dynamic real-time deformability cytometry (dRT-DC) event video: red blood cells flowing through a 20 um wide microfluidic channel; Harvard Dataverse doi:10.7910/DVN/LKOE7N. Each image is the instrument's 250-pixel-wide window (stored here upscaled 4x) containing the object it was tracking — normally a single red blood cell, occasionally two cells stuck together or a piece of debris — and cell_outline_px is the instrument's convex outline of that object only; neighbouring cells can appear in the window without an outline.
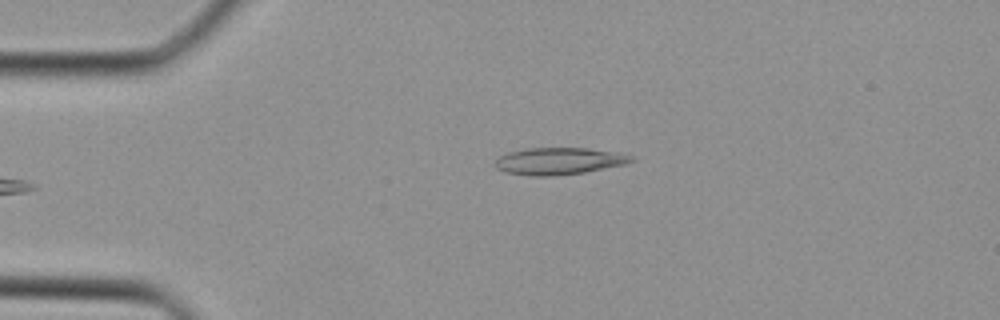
{"species": "Egyptian fruit bat (a non-hibernating species)", "species_latin": "Rousettus aegyptiacus", "temperature_condition": "cold", "stored_images_in_passage": 32, "camera_frame_rate_fps": 3000, "um_per_image_px": 0.085, "animal": {"sex": "female"}, "frame": {"image": 1, "passage_image": 2, "time_ms": 0.333, "image_size_px": [1000, 320], "cell_outline_px": [[636, 160], [628, 164], [584, 172], [552, 176], [528, 176], [504, 172], [496, 168], [496, 160], [500, 156], [508, 152], [528, 148], [588, 148], [616, 152], [632, 156]], "centroid_in_image_um": [47.53, 13.7], "position_along_channel_um": 37.5, "area_um2": 21.5}}
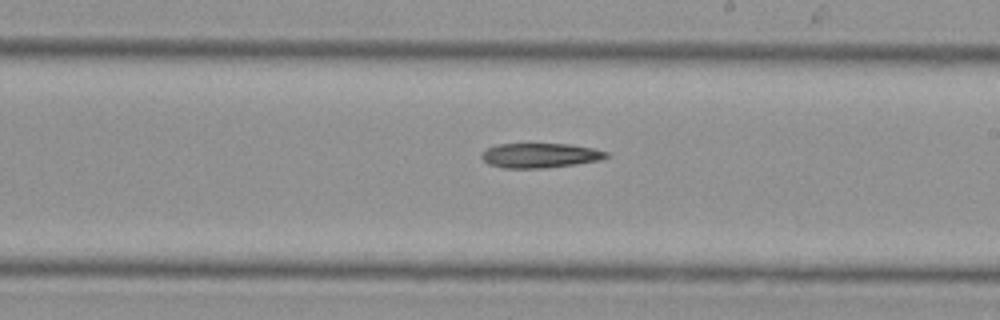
{"frame": {"image": 2, "passage_image": 16, "time_ms": 5.0, "image_size_px": [1000, 320], "cell_outline_px": [[608, 156], [600, 160], [544, 168], [504, 168], [488, 164], [480, 156], [480, 152], [496, 144], [568, 144], [592, 148], [608, 152]], "centroid_in_image_um": [45.85, 13.21], "position_along_channel_um": 243.2, "area_um2": 17.8}}
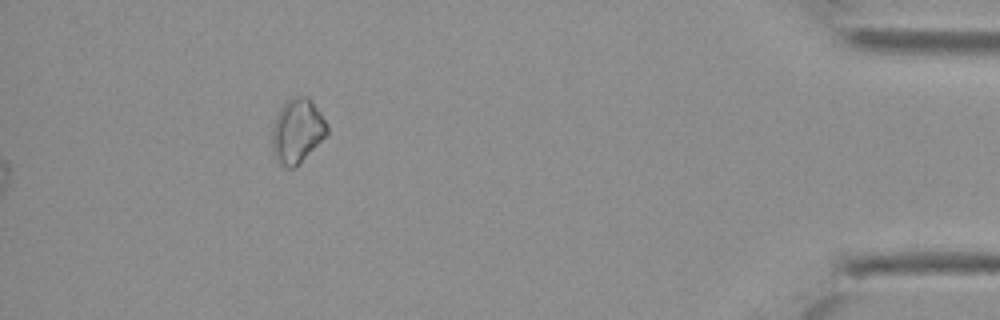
{"frame": {"image": 3, "passage_image": 29, "time_ms": 9.333, "image_size_px": [1000, 320], "cell_outline_px": [[328, 136], [292, 168], [288, 168], [276, 156], [272, 144], [272, 128], [276, 116], [280, 108], [288, 100], [296, 96], [308, 96], [320, 112], [328, 124]], "centroid_in_image_um": [25.31, 11.07], "position_along_channel_um": 409.9, "area_um2": 20.17}}